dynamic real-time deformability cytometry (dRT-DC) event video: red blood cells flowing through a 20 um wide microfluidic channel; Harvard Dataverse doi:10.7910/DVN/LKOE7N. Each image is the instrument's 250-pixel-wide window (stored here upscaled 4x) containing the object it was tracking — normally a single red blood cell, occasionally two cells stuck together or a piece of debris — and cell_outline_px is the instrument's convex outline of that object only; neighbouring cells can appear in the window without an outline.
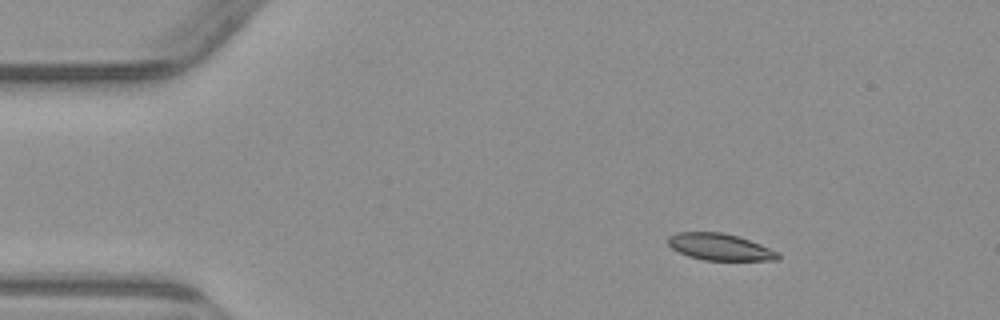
{"species": "common noctule bat (a hibernating species)", "species_latin": "Nyctalus noctula", "temperature_condition": "warm", "stored_images_in_passage": 3, "camera_frame_rate_fps": 3000, "um_per_image_px": 0.085, "animal": {"sex": "male", "body_mass_g": 23.1, "forearm_length_mm": 52.7}, "frame": {"image": 1, "passage_image": 1, "time_ms": 0.0, "image_size_px": [1000, 320], "cell_outline_px": [[780, 256], [776, 260], [704, 260], [688, 256], [672, 248], [668, 244], [668, 236], [676, 232], [720, 232], [736, 236], [760, 244], [780, 252]], "centroid_in_image_um": [61.18, 20.99], "position_along_channel_um": 23.8, "area_um2": 16.99}}
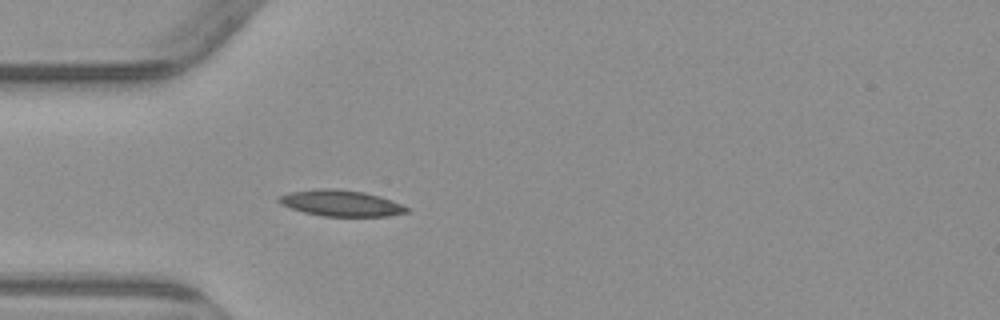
{"frame": {"image": 2, "passage_image": 3, "time_ms": 2.667, "image_size_px": [1000, 320], "cell_outline_px": [[408, 212], [388, 216], [324, 216], [304, 212], [280, 204], [276, 200], [276, 196], [288, 192], [316, 188], [336, 188], [364, 192], [380, 196], [392, 200], [408, 208]], "centroid_in_image_um": [28.92, 17.25], "position_along_channel_um": 56.1, "area_um2": 19.59}}